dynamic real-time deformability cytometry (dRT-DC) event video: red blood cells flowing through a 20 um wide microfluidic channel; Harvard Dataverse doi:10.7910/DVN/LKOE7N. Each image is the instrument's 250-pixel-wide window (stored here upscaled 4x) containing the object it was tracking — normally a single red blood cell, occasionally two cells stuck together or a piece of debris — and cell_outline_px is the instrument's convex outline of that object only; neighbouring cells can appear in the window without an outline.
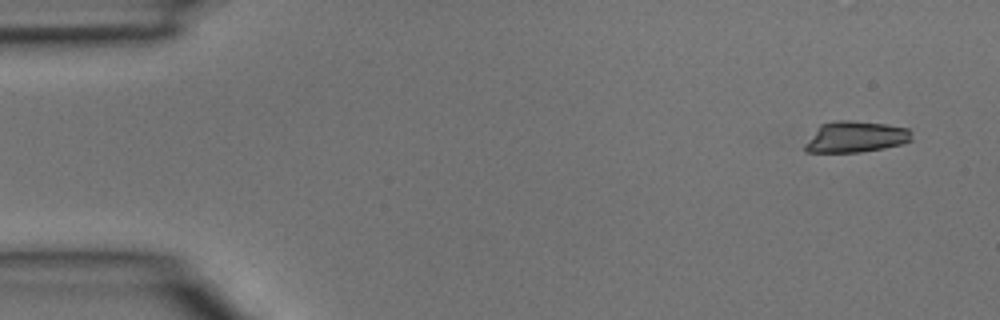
{"species": "common noctule bat (a hibernating species)", "species_latin": "Nyctalus noctula", "temperature_condition": "room temperature", "stored_images_in_passage": 4, "camera_frame_rate_fps": 3000, "um_per_image_px": 0.085, "animal": {"sex": "male", "body_mass_g": 15.6}, "frame": {"image": 1, "passage_image": 1, "time_ms": 0.0, "image_size_px": [1000, 320], "cell_outline_px": [[912, 140], [900, 144], [884, 148], [860, 152], [804, 152], [804, 144], [820, 124], [836, 120], [848, 120], [884, 124], [908, 128], [912, 132]], "centroid_in_image_um": [72.71, 11.63], "position_along_channel_um": 12.3, "area_um2": 19.36}}